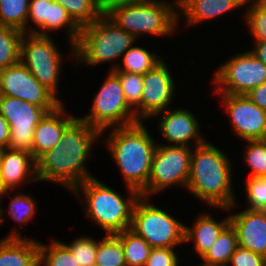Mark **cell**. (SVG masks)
Instances as JSON below:
<instances>
[{
  "label": "cell",
  "mask_w": 266,
  "mask_h": 266,
  "mask_svg": "<svg viewBox=\"0 0 266 266\" xmlns=\"http://www.w3.org/2000/svg\"><path fill=\"white\" fill-rule=\"evenodd\" d=\"M147 200L140 196L136 201L130 229L142 236L152 248H175L185 243V224Z\"/></svg>",
  "instance_id": "7"
},
{
  "label": "cell",
  "mask_w": 266,
  "mask_h": 266,
  "mask_svg": "<svg viewBox=\"0 0 266 266\" xmlns=\"http://www.w3.org/2000/svg\"><path fill=\"white\" fill-rule=\"evenodd\" d=\"M24 32L7 26H0V70L20 62L21 41Z\"/></svg>",
  "instance_id": "27"
},
{
  "label": "cell",
  "mask_w": 266,
  "mask_h": 266,
  "mask_svg": "<svg viewBox=\"0 0 266 266\" xmlns=\"http://www.w3.org/2000/svg\"><path fill=\"white\" fill-rule=\"evenodd\" d=\"M254 49L250 52L266 65V41H255Z\"/></svg>",
  "instance_id": "43"
},
{
  "label": "cell",
  "mask_w": 266,
  "mask_h": 266,
  "mask_svg": "<svg viewBox=\"0 0 266 266\" xmlns=\"http://www.w3.org/2000/svg\"><path fill=\"white\" fill-rule=\"evenodd\" d=\"M212 81L218 85L217 94L247 95L266 83V65L249 50L221 64Z\"/></svg>",
  "instance_id": "11"
},
{
  "label": "cell",
  "mask_w": 266,
  "mask_h": 266,
  "mask_svg": "<svg viewBox=\"0 0 266 266\" xmlns=\"http://www.w3.org/2000/svg\"><path fill=\"white\" fill-rule=\"evenodd\" d=\"M0 266H39V242L12 231L0 240Z\"/></svg>",
  "instance_id": "20"
},
{
  "label": "cell",
  "mask_w": 266,
  "mask_h": 266,
  "mask_svg": "<svg viewBox=\"0 0 266 266\" xmlns=\"http://www.w3.org/2000/svg\"><path fill=\"white\" fill-rule=\"evenodd\" d=\"M238 246L266 258V210L245 209L229 216Z\"/></svg>",
  "instance_id": "17"
},
{
  "label": "cell",
  "mask_w": 266,
  "mask_h": 266,
  "mask_svg": "<svg viewBox=\"0 0 266 266\" xmlns=\"http://www.w3.org/2000/svg\"><path fill=\"white\" fill-rule=\"evenodd\" d=\"M119 79L125 100L127 104L133 108L141 102L143 90V75L136 73H128L125 71L111 70ZM133 106V107H132Z\"/></svg>",
  "instance_id": "34"
},
{
  "label": "cell",
  "mask_w": 266,
  "mask_h": 266,
  "mask_svg": "<svg viewBox=\"0 0 266 266\" xmlns=\"http://www.w3.org/2000/svg\"><path fill=\"white\" fill-rule=\"evenodd\" d=\"M98 129L76 118L63 132L56 146L36 160L37 181H54L73 191L92 178L86 169V159L99 136Z\"/></svg>",
  "instance_id": "1"
},
{
  "label": "cell",
  "mask_w": 266,
  "mask_h": 266,
  "mask_svg": "<svg viewBox=\"0 0 266 266\" xmlns=\"http://www.w3.org/2000/svg\"><path fill=\"white\" fill-rule=\"evenodd\" d=\"M244 160L250 168L248 177L261 178L266 176V139L248 140Z\"/></svg>",
  "instance_id": "33"
},
{
  "label": "cell",
  "mask_w": 266,
  "mask_h": 266,
  "mask_svg": "<svg viewBox=\"0 0 266 266\" xmlns=\"http://www.w3.org/2000/svg\"><path fill=\"white\" fill-rule=\"evenodd\" d=\"M128 191L131 195L125 199L95 177L87 179L73 190L78 198H81L80 193L83 194L87 216L106 235H116L131 227L133 209L141 194L132 188H128Z\"/></svg>",
  "instance_id": "4"
},
{
  "label": "cell",
  "mask_w": 266,
  "mask_h": 266,
  "mask_svg": "<svg viewBox=\"0 0 266 266\" xmlns=\"http://www.w3.org/2000/svg\"><path fill=\"white\" fill-rule=\"evenodd\" d=\"M24 181H37L36 161L28 152L6 148L0 169V191H13L22 186Z\"/></svg>",
  "instance_id": "18"
},
{
  "label": "cell",
  "mask_w": 266,
  "mask_h": 266,
  "mask_svg": "<svg viewBox=\"0 0 266 266\" xmlns=\"http://www.w3.org/2000/svg\"><path fill=\"white\" fill-rule=\"evenodd\" d=\"M65 245L70 249L80 266H92L95 264L98 241L94 238L78 237L70 245Z\"/></svg>",
  "instance_id": "35"
},
{
  "label": "cell",
  "mask_w": 266,
  "mask_h": 266,
  "mask_svg": "<svg viewBox=\"0 0 266 266\" xmlns=\"http://www.w3.org/2000/svg\"><path fill=\"white\" fill-rule=\"evenodd\" d=\"M180 13L171 2L163 0H125L110 7L104 14L138 39L144 33L171 35L178 28Z\"/></svg>",
  "instance_id": "5"
},
{
  "label": "cell",
  "mask_w": 266,
  "mask_h": 266,
  "mask_svg": "<svg viewBox=\"0 0 266 266\" xmlns=\"http://www.w3.org/2000/svg\"><path fill=\"white\" fill-rule=\"evenodd\" d=\"M30 0H0V26L29 32L27 15ZM27 26V27H26Z\"/></svg>",
  "instance_id": "28"
},
{
  "label": "cell",
  "mask_w": 266,
  "mask_h": 266,
  "mask_svg": "<svg viewBox=\"0 0 266 266\" xmlns=\"http://www.w3.org/2000/svg\"><path fill=\"white\" fill-rule=\"evenodd\" d=\"M122 57L123 66L115 64L116 66L112 67V70L116 69L117 71L144 75L162 61L157 54L150 53L145 48L136 47L134 44L125 51Z\"/></svg>",
  "instance_id": "25"
},
{
  "label": "cell",
  "mask_w": 266,
  "mask_h": 266,
  "mask_svg": "<svg viewBox=\"0 0 266 266\" xmlns=\"http://www.w3.org/2000/svg\"><path fill=\"white\" fill-rule=\"evenodd\" d=\"M237 247V233L229 223L202 257L204 263L199 266H227Z\"/></svg>",
  "instance_id": "23"
},
{
  "label": "cell",
  "mask_w": 266,
  "mask_h": 266,
  "mask_svg": "<svg viewBox=\"0 0 266 266\" xmlns=\"http://www.w3.org/2000/svg\"><path fill=\"white\" fill-rule=\"evenodd\" d=\"M227 266H266V258L238 246Z\"/></svg>",
  "instance_id": "39"
},
{
  "label": "cell",
  "mask_w": 266,
  "mask_h": 266,
  "mask_svg": "<svg viewBox=\"0 0 266 266\" xmlns=\"http://www.w3.org/2000/svg\"><path fill=\"white\" fill-rule=\"evenodd\" d=\"M62 27L67 28L71 43L72 55L75 56V48L81 27L70 17L68 12L59 3L53 1L49 4L48 20H45V36H49V32L56 31ZM49 31V32H48Z\"/></svg>",
  "instance_id": "26"
},
{
  "label": "cell",
  "mask_w": 266,
  "mask_h": 266,
  "mask_svg": "<svg viewBox=\"0 0 266 266\" xmlns=\"http://www.w3.org/2000/svg\"><path fill=\"white\" fill-rule=\"evenodd\" d=\"M247 96L266 112V83L253 88Z\"/></svg>",
  "instance_id": "41"
},
{
  "label": "cell",
  "mask_w": 266,
  "mask_h": 266,
  "mask_svg": "<svg viewBox=\"0 0 266 266\" xmlns=\"http://www.w3.org/2000/svg\"><path fill=\"white\" fill-rule=\"evenodd\" d=\"M95 264L126 266L121 241L115 235H106L98 242Z\"/></svg>",
  "instance_id": "31"
},
{
  "label": "cell",
  "mask_w": 266,
  "mask_h": 266,
  "mask_svg": "<svg viewBox=\"0 0 266 266\" xmlns=\"http://www.w3.org/2000/svg\"><path fill=\"white\" fill-rule=\"evenodd\" d=\"M110 130L105 142L125 178V185L147 198L148 178L157 144L142 121Z\"/></svg>",
  "instance_id": "3"
},
{
  "label": "cell",
  "mask_w": 266,
  "mask_h": 266,
  "mask_svg": "<svg viewBox=\"0 0 266 266\" xmlns=\"http://www.w3.org/2000/svg\"><path fill=\"white\" fill-rule=\"evenodd\" d=\"M245 194L250 210H266V176L261 178L248 177Z\"/></svg>",
  "instance_id": "37"
},
{
  "label": "cell",
  "mask_w": 266,
  "mask_h": 266,
  "mask_svg": "<svg viewBox=\"0 0 266 266\" xmlns=\"http://www.w3.org/2000/svg\"><path fill=\"white\" fill-rule=\"evenodd\" d=\"M230 223L229 217L224 220L216 221L210 214H202L194 222V225L188 227L185 225L184 240L185 243L192 241L195 243V250L202 258L216 241L221 231Z\"/></svg>",
  "instance_id": "21"
},
{
  "label": "cell",
  "mask_w": 266,
  "mask_h": 266,
  "mask_svg": "<svg viewBox=\"0 0 266 266\" xmlns=\"http://www.w3.org/2000/svg\"><path fill=\"white\" fill-rule=\"evenodd\" d=\"M51 36L25 33L21 41L20 62L29 72L55 96L61 71V59Z\"/></svg>",
  "instance_id": "9"
},
{
  "label": "cell",
  "mask_w": 266,
  "mask_h": 266,
  "mask_svg": "<svg viewBox=\"0 0 266 266\" xmlns=\"http://www.w3.org/2000/svg\"><path fill=\"white\" fill-rule=\"evenodd\" d=\"M6 148L4 146H1L0 145V169H1V162H2V158H3V155H4V150Z\"/></svg>",
  "instance_id": "47"
},
{
  "label": "cell",
  "mask_w": 266,
  "mask_h": 266,
  "mask_svg": "<svg viewBox=\"0 0 266 266\" xmlns=\"http://www.w3.org/2000/svg\"><path fill=\"white\" fill-rule=\"evenodd\" d=\"M54 0H30L28 15H27V24L29 21H33L38 29H29V33L35 35L45 36V20H48L49 4Z\"/></svg>",
  "instance_id": "38"
},
{
  "label": "cell",
  "mask_w": 266,
  "mask_h": 266,
  "mask_svg": "<svg viewBox=\"0 0 266 266\" xmlns=\"http://www.w3.org/2000/svg\"><path fill=\"white\" fill-rule=\"evenodd\" d=\"M251 6L245 12L248 31L253 34L254 41H266V0H247Z\"/></svg>",
  "instance_id": "32"
},
{
  "label": "cell",
  "mask_w": 266,
  "mask_h": 266,
  "mask_svg": "<svg viewBox=\"0 0 266 266\" xmlns=\"http://www.w3.org/2000/svg\"><path fill=\"white\" fill-rule=\"evenodd\" d=\"M179 258L174 248H152L145 266H178Z\"/></svg>",
  "instance_id": "40"
},
{
  "label": "cell",
  "mask_w": 266,
  "mask_h": 266,
  "mask_svg": "<svg viewBox=\"0 0 266 266\" xmlns=\"http://www.w3.org/2000/svg\"><path fill=\"white\" fill-rule=\"evenodd\" d=\"M80 266L65 243L55 240L48 245L39 242V266Z\"/></svg>",
  "instance_id": "29"
},
{
  "label": "cell",
  "mask_w": 266,
  "mask_h": 266,
  "mask_svg": "<svg viewBox=\"0 0 266 266\" xmlns=\"http://www.w3.org/2000/svg\"><path fill=\"white\" fill-rule=\"evenodd\" d=\"M194 147L186 189L209 206L232 210L236 201L227 155L208 141Z\"/></svg>",
  "instance_id": "2"
},
{
  "label": "cell",
  "mask_w": 266,
  "mask_h": 266,
  "mask_svg": "<svg viewBox=\"0 0 266 266\" xmlns=\"http://www.w3.org/2000/svg\"><path fill=\"white\" fill-rule=\"evenodd\" d=\"M0 95L19 98L41 107L46 113L63 104L21 62L0 70Z\"/></svg>",
  "instance_id": "13"
},
{
  "label": "cell",
  "mask_w": 266,
  "mask_h": 266,
  "mask_svg": "<svg viewBox=\"0 0 266 266\" xmlns=\"http://www.w3.org/2000/svg\"><path fill=\"white\" fill-rule=\"evenodd\" d=\"M162 114V115H161ZM161 115L159 129L166 141L174 146H188L190 141L199 146L206 142V139L200 135L199 123L195 115L187 109H166L154 116ZM205 139V140H204Z\"/></svg>",
  "instance_id": "16"
},
{
  "label": "cell",
  "mask_w": 266,
  "mask_h": 266,
  "mask_svg": "<svg viewBox=\"0 0 266 266\" xmlns=\"http://www.w3.org/2000/svg\"><path fill=\"white\" fill-rule=\"evenodd\" d=\"M106 77L94 97L91 112L79 118L103 134L110 127L127 126L138 122L134 108H131L125 100L118 77L112 71Z\"/></svg>",
  "instance_id": "8"
},
{
  "label": "cell",
  "mask_w": 266,
  "mask_h": 266,
  "mask_svg": "<svg viewBox=\"0 0 266 266\" xmlns=\"http://www.w3.org/2000/svg\"><path fill=\"white\" fill-rule=\"evenodd\" d=\"M8 192H9V191H0V198L3 197L6 193L8 194ZM3 211H6V210H5L4 208L2 209V208L0 207V223H3V222H4V221H3V220H4V218H3V217H4V216H3V213H4V212H3ZM0 225H1V224H0Z\"/></svg>",
  "instance_id": "45"
},
{
  "label": "cell",
  "mask_w": 266,
  "mask_h": 266,
  "mask_svg": "<svg viewBox=\"0 0 266 266\" xmlns=\"http://www.w3.org/2000/svg\"><path fill=\"white\" fill-rule=\"evenodd\" d=\"M9 141H10V127L6 119L3 117V115L0 114V145L4 146L5 148H8Z\"/></svg>",
  "instance_id": "42"
},
{
  "label": "cell",
  "mask_w": 266,
  "mask_h": 266,
  "mask_svg": "<svg viewBox=\"0 0 266 266\" xmlns=\"http://www.w3.org/2000/svg\"><path fill=\"white\" fill-rule=\"evenodd\" d=\"M65 8L70 17L80 26H86L97 20L103 12L93 0H54Z\"/></svg>",
  "instance_id": "30"
},
{
  "label": "cell",
  "mask_w": 266,
  "mask_h": 266,
  "mask_svg": "<svg viewBox=\"0 0 266 266\" xmlns=\"http://www.w3.org/2000/svg\"><path fill=\"white\" fill-rule=\"evenodd\" d=\"M136 38L117 26L104 13L93 23L81 27L79 39L74 46L76 63L98 65L118 61Z\"/></svg>",
  "instance_id": "6"
},
{
  "label": "cell",
  "mask_w": 266,
  "mask_h": 266,
  "mask_svg": "<svg viewBox=\"0 0 266 266\" xmlns=\"http://www.w3.org/2000/svg\"><path fill=\"white\" fill-rule=\"evenodd\" d=\"M98 8L105 13L110 7L117 5L125 0H93Z\"/></svg>",
  "instance_id": "44"
},
{
  "label": "cell",
  "mask_w": 266,
  "mask_h": 266,
  "mask_svg": "<svg viewBox=\"0 0 266 266\" xmlns=\"http://www.w3.org/2000/svg\"><path fill=\"white\" fill-rule=\"evenodd\" d=\"M166 65L162 60L143 75L141 102L134 108L137 121L153 118L155 114L169 109L168 105L173 99L176 88L173 76Z\"/></svg>",
  "instance_id": "14"
},
{
  "label": "cell",
  "mask_w": 266,
  "mask_h": 266,
  "mask_svg": "<svg viewBox=\"0 0 266 266\" xmlns=\"http://www.w3.org/2000/svg\"><path fill=\"white\" fill-rule=\"evenodd\" d=\"M64 109V106L60 104L55 110L46 113L35 127L33 135V159L35 161L56 146L65 129L76 119V117L66 116Z\"/></svg>",
  "instance_id": "19"
},
{
  "label": "cell",
  "mask_w": 266,
  "mask_h": 266,
  "mask_svg": "<svg viewBox=\"0 0 266 266\" xmlns=\"http://www.w3.org/2000/svg\"><path fill=\"white\" fill-rule=\"evenodd\" d=\"M187 2V0H176L173 1L172 5L176 8V10L180 9L185 3ZM175 3V5H174Z\"/></svg>",
  "instance_id": "46"
},
{
  "label": "cell",
  "mask_w": 266,
  "mask_h": 266,
  "mask_svg": "<svg viewBox=\"0 0 266 266\" xmlns=\"http://www.w3.org/2000/svg\"><path fill=\"white\" fill-rule=\"evenodd\" d=\"M122 244L126 266H145L152 247L130 228L115 235Z\"/></svg>",
  "instance_id": "24"
},
{
  "label": "cell",
  "mask_w": 266,
  "mask_h": 266,
  "mask_svg": "<svg viewBox=\"0 0 266 266\" xmlns=\"http://www.w3.org/2000/svg\"><path fill=\"white\" fill-rule=\"evenodd\" d=\"M36 201L26 194H16L9 205L10 216L20 224L27 223L36 213Z\"/></svg>",
  "instance_id": "36"
},
{
  "label": "cell",
  "mask_w": 266,
  "mask_h": 266,
  "mask_svg": "<svg viewBox=\"0 0 266 266\" xmlns=\"http://www.w3.org/2000/svg\"><path fill=\"white\" fill-rule=\"evenodd\" d=\"M224 101L230 124L244 141L266 139V112L247 95L217 94Z\"/></svg>",
  "instance_id": "15"
},
{
  "label": "cell",
  "mask_w": 266,
  "mask_h": 266,
  "mask_svg": "<svg viewBox=\"0 0 266 266\" xmlns=\"http://www.w3.org/2000/svg\"><path fill=\"white\" fill-rule=\"evenodd\" d=\"M0 114L10 127L9 149L28 152L33 157V135L46 112L16 97L0 95Z\"/></svg>",
  "instance_id": "12"
},
{
  "label": "cell",
  "mask_w": 266,
  "mask_h": 266,
  "mask_svg": "<svg viewBox=\"0 0 266 266\" xmlns=\"http://www.w3.org/2000/svg\"><path fill=\"white\" fill-rule=\"evenodd\" d=\"M192 148L188 146L157 145L147 184V197L172 185L187 187ZM149 194V195H148Z\"/></svg>",
  "instance_id": "10"
},
{
  "label": "cell",
  "mask_w": 266,
  "mask_h": 266,
  "mask_svg": "<svg viewBox=\"0 0 266 266\" xmlns=\"http://www.w3.org/2000/svg\"><path fill=\"white\" fill-rule=\"evenodd\" d=\"M247 0H187L179 9L186 16L187 25L192 26L207 19L212 20L219 15L226 14L230 10H235L245 6Z\"/></svg>",
  "instance_id": "22"
}]
</instances>
